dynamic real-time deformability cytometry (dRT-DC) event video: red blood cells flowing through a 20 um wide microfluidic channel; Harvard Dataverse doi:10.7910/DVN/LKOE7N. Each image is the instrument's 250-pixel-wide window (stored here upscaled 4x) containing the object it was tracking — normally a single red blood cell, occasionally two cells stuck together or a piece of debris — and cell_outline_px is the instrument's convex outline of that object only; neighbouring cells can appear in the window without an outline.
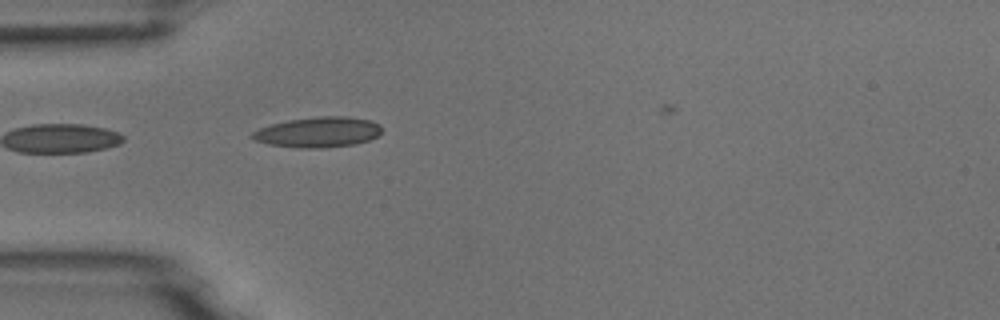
{"species": "common noctule bat (a hibernating species)", "species_latin": "Nyctalus noctula", "temperature_condition": "room temperature", "stored_images_in_passage": 1, "camera_frame_rate_fps": 3000, "um_per_image_px": 0.085, "animal": {"sex": "male", "body_mass_g": 18.8}, "frame": {"image": 1, "passage_image": 1, "time_ms": 0.0, "image_size_px": [1000, 320], "cell_outline_px": [[380, 132], [376, 136], [368, 140], [356, 144], [320, 148], [300, 148], [268, 144], [256, 140], [248, 136], [252, 132], [260, 128], [272, 124], [288, 120], [320, 116], [344, 116], [372, 120], [380, 124]], "centroid_in_image_um": [27.03, 11.23], "position_along_channel_um": 58.0, "area_um2": 22.83}}